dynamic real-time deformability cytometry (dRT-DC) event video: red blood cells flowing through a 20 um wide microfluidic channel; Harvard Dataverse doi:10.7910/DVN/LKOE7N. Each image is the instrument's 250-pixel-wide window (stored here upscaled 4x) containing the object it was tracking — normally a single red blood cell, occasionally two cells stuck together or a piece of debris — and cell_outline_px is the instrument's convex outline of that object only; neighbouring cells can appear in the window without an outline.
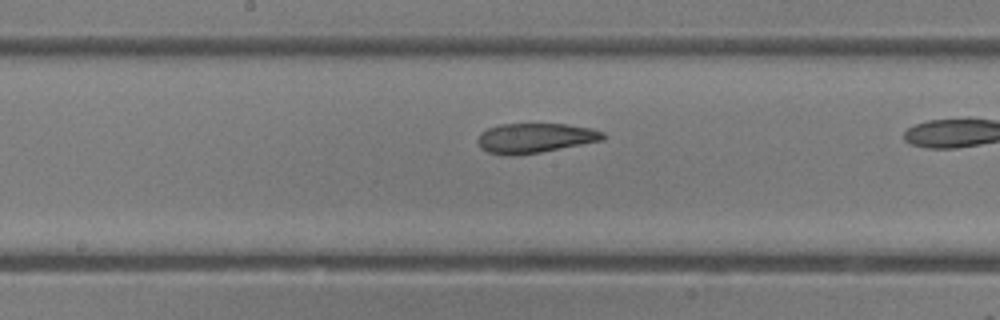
{"species": "common noctule bat (a hibernating species)", "species_latin": "Nyctalus noctula", "temperature_condition": "room temperature", "stored_images_in_passage": 27, "camera_frame_rate_fps": 3000, "um_per_image_px": 0.085, "animal": {"sex": "female"}, "frame": {"image": 1, "passage_image": 16, "time_ms": 5.0, "image_size_px": [1000, 320], "cell_outline_px": [[604, 140], [540, 152], [512, 156], [508, 156], [488, 152], [480, 148], [476, 140], [480, 132], [488, 128], [500, 124], [568, 124], [592, 128], [604, 132]], "centroid_in_image_um": [45.45, 11.73], "position_along_channel_um": 202.8, "area_um2": 21.85}}